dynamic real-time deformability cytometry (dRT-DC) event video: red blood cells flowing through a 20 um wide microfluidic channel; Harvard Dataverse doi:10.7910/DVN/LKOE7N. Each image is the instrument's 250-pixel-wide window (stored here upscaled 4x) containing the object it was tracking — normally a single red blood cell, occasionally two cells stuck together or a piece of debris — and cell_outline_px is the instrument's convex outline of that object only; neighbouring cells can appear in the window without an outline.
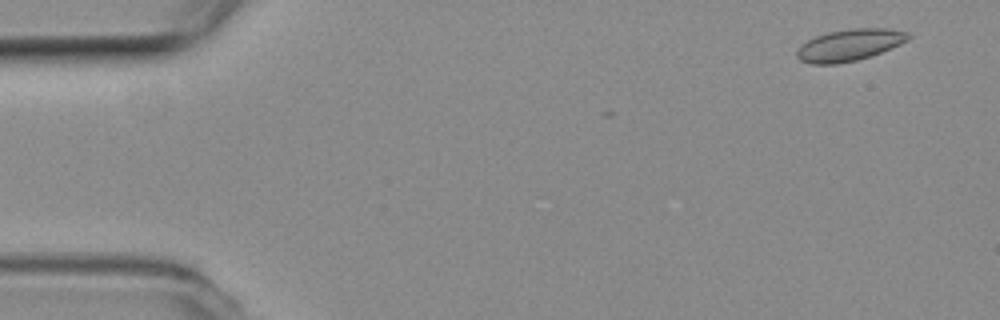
{"species": "common noctule bat (a hibernating species)", "species_latin": "Nyctalus noctula", "temperature_condition": "room temperature", "stored_images_in_passage": 9, "camera_frame_rate_fps": 3000, "um_per_image_px": 0.085, "animal": {"sex": "female", "body_mass_g": 19.3, "forearm_length_mm": 54.1}, "frame": {"image": 1, "passage_image": 3, "time_ms": 0.667, "image_size_px": [1000, 320], "cell_outline_px": [[912, 36], [908, 40], [900, 44], [880, 52], [856, 60], [836, 64], [812, 64], [800, 60], [796, 56], [796, 52], [808, 40], [816, 36], [828, 32], [852, 28], [888, 28], [908, 32]], "centroid_in_image_um": [72.23, 3.82], "position_along_channel_um": 12.8, "area_um2": 20.35}}